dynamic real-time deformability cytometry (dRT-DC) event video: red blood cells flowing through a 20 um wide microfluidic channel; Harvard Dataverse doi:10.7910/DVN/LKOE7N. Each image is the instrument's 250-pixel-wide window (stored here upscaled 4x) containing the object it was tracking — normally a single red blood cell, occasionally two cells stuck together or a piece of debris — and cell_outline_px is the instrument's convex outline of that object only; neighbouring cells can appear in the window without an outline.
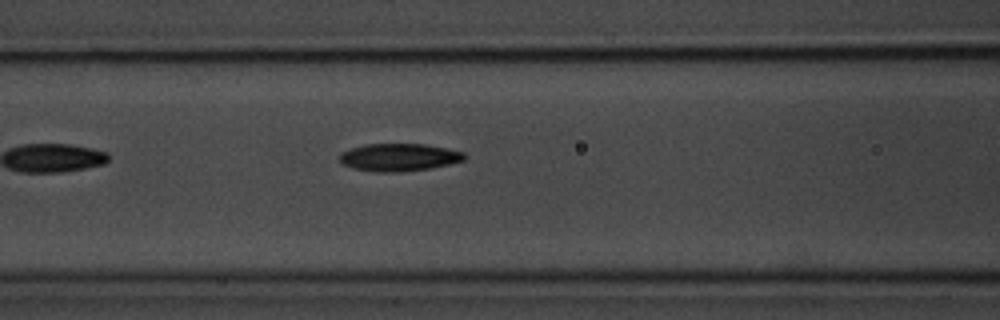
{"species": "common noctule bat (a hibernating species)", "species_latin": "Nyctalus noctula", "temperature_condition": "room temperature", "stored_images_in_passage": 6, "camera_frame_rate_fps": 3000, "um_per_image_px": 0.085, "animal": {"sex": "male", "body_mass_g": 20.1, "forearm_length_mm": 53.5}, "frame": {"image": 1, "passage_image": 6, "time_ms": 6.0, "image_size_px": [1000, 320], "cell_outline_px": [[464, 160], [432, 168], [400, 172], [376, 172], [352, 168], [340, 164], [340, 152], [348, 148], [368, 144], [424, 144], [464, 152]], "centroid_in_image_um": [33.84, 13.37], "position_along_channel_um": 132.8, "area_um2": 20.11}}